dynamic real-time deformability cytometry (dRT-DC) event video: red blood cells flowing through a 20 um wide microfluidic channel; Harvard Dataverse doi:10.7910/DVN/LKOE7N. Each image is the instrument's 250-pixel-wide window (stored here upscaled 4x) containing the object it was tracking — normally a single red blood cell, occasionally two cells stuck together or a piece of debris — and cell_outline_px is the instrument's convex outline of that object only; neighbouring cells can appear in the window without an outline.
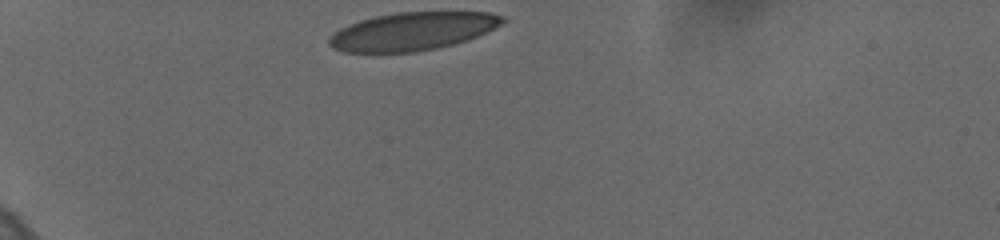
{"species": "human", "species_latin": "Homo sapiens", "temperature_condition": "cold", "stored_images_in_passage": 13, "camera_frame_rate_fps": 3000, "um_per_image_px": 0.085, "donor": {"sex": "female"}, "frame": {"image": 1, "passage_image": 1, "time_ms": 0.0, "image_size_px": [1000, 240], "cell_outline_px": [[508, 20], [468, 40], [436, 48], [416, 52], [344, 52], [332, 48], [328, 44], [328, 36], [340, 28], [348, 24], [360, 20], [376, 16], [396, 12], [488, 12], [504, 16]], "centroid_in_image_um": [35.02, 2.66], "position_along_channel_um": 50.0, "area_um2": 38.38}}
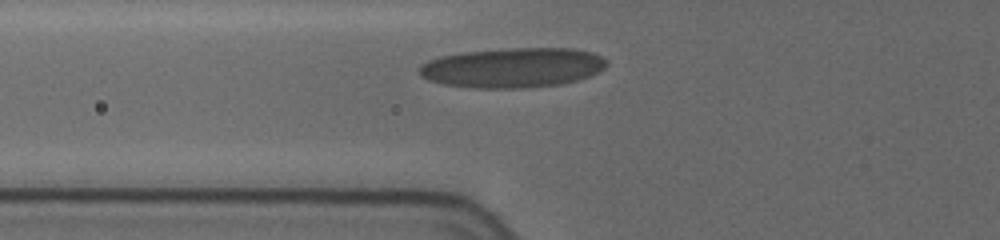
{"frame": {"image": 2, "passage_image": 12, "time_ms": 2.0, "image_size_px": [1000, 240], "cell_outline_px": [[608, 64], [600, 72], [576, 80], [560, 84], [520, 88], [472, 88], [444, 84], [428, 80], [416, 68], [420, 64], [428, 60], [440, 56], [460, 52], [508, 48], [576, 48], [592, 52], [608, 60]], "centroid_in_image_um": [43.58, 5.74], "position_along_channel_um": 82.2, "area_um2": 43.75}}